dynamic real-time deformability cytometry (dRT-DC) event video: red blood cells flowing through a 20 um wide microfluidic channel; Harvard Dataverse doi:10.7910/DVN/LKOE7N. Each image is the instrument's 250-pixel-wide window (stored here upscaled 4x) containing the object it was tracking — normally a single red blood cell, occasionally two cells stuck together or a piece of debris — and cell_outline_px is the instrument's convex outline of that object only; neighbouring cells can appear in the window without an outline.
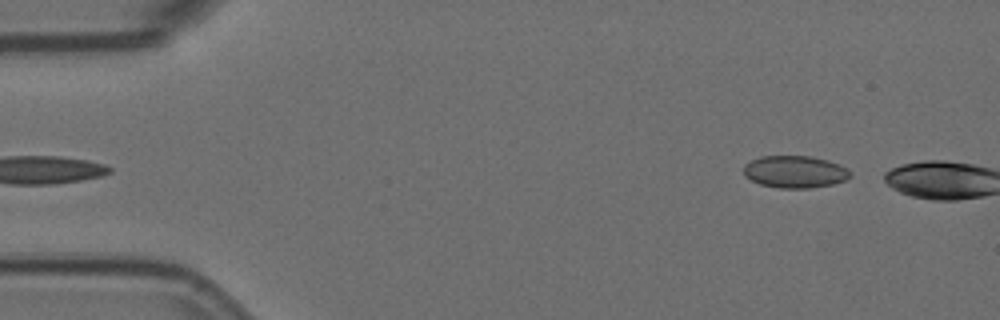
{"species": "Egyptian fruit bat (a non-hibernating species)", "species_latin": "Rousettus aegyptiacus", "temperature_condition": "room temperature", "stored_images_in_passage": 3, "camera_frame_rate_fps": 3000, "um_per_image_px": 0.085, "animal": {"sex": "female"}, "frame": {"image": 1, "passage_image": 1, "time_ms": 0.0, "image_size_px": [1000, 320], "cell_outline_px": [[852, 176], [844, 180], [832, 184], [808, 188], [780, 188], [760, 184], [744, 176], [744, 164], [760, 156], [812, 156], [828, 160], [840, 164]], "centroid_in_image_um": [67.54, 14.59], "position_along_channel_um": 17.5, "area_um2": 19.88}}